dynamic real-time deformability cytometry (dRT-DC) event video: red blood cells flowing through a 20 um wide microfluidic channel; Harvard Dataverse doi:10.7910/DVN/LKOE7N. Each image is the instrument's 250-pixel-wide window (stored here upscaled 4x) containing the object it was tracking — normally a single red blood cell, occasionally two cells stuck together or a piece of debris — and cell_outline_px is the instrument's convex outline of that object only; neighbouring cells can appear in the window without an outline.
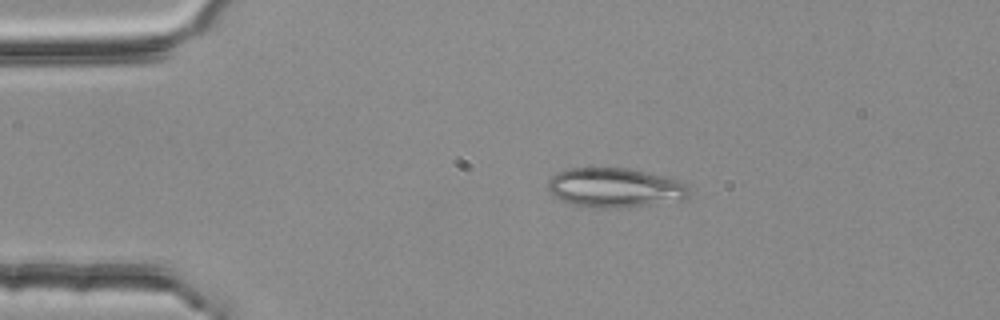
{"species": "common noctule bat (a hibernating species)", "species_latin": "Nyctalus noctula", "temperature_condition": "room temperature", "stored_images_in_passage": 3, "camera_frame_rate_fps": 3000, "um_per_image_px": 0.085, "animal": {"sex": "female", "body_mass_g": 25.1}, "frame": {"image": 1, "passage_image": 2, "time_ms": 0.333, "image_size_px": [1000, 320], "cell_outline_px": [[692, 192], [684, 200], [620, 208], [584, 208], [560, 200], [548, 188], [548, 180], [556, 172], [564, 168], [628, 168], [672, 176], [684, 184]], "centroid_in_image_um": [52.3, 15.95], "position_along_channel_um": 32.7, "area_um2": 33.12}}